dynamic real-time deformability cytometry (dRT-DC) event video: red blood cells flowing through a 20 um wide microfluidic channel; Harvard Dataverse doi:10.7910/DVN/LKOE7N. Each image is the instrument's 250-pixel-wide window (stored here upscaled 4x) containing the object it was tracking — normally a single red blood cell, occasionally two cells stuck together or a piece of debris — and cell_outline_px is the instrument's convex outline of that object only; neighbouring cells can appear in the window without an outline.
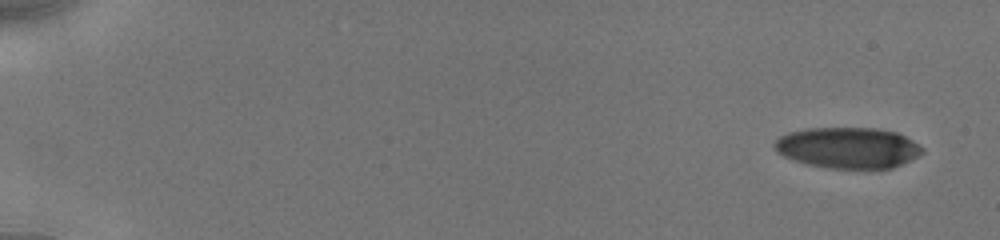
{"species": "human", "species_latin": "Homo sapiens", "temperature_condition": "cold", "stored_images_in_passage": 7, "camera_frame_rate_fps": 3000, "um_per_image_px": 0.085, "donor": {"sex": "male"}, "frame": {"image": 1, "passage_image": 1, "time_ms": 0.0, "image_size_px": [1000, 240], "cell_outline_px": [[924, 152], [892, 168], [832, 168], [808, 164], [792, 160], [776, 152], [772, 144], [780, 136], [788, 132], [808, 128], [876, 128], [896, 132], [912, 140], [924, 148]], "centroid_in_image_um": [72.04, 12.55], "position_along_channel_um": 13.0, "area_um2": 35.14}}
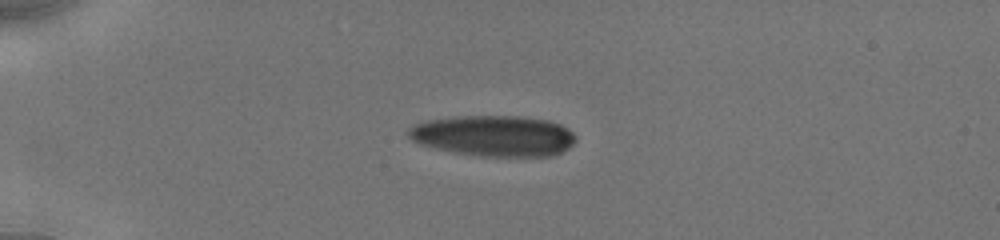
{"frame": {"image": 2, "passage_image": 5, "time_ms": 4.0, "image_size_px": [1000, 240], "cell_outline_px": [[576, 140], [568, 148], [552, 156], [480, 156], [452, 152], [420, 144], [412, 140], [408, 136], [408, 128], [424, 120], [456, 116], [520, 116], [548, 120], [560, 124], [568, 128], [576, 136]], "centroid_in_image_um": [41.96, 11.54], "position_along_channel_um": 43.0, "area_um2": 40.0}}
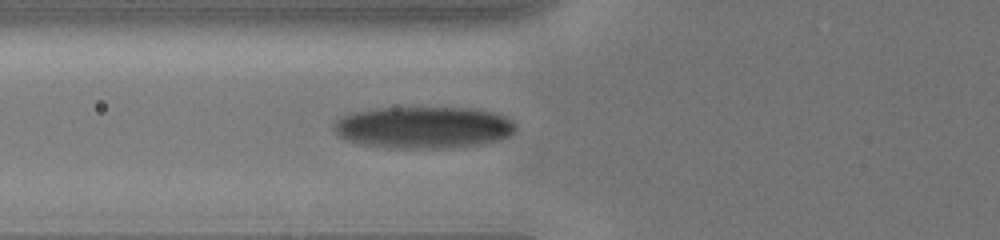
{"frame": {"image": 3, "passage_image": 7, "time_ms": 6.333, "image_size_px": [1000, 240], "cell_outline_px": [[516, 128], [508, 136], [500, 140], [484, 144], [440, 148], [388, 148], [360, 144], [348, 140], [340, 136], [336, 132], [332, 124], [336, 120], [352, 112], [376, 108], [472, 108], [496, 112], [512, 120], [516, 124]], "centroid_in_image_um": [36.02, 10.83], "position_along_channel_um": 89.8, "area_um2": 44.51}}